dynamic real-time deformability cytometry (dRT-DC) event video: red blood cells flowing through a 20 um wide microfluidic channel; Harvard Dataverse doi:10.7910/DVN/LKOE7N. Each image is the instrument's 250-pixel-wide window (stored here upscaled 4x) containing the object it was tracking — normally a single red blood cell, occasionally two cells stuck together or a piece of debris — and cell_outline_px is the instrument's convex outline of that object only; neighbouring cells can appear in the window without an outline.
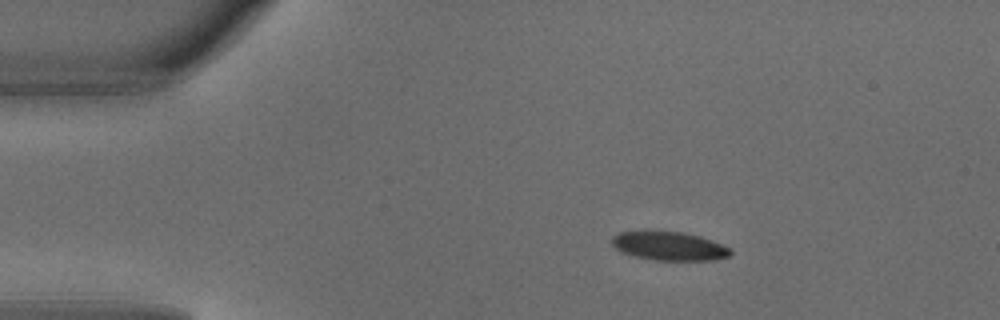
{"species": "common noctule bat (a hibernating species)", "species_latin": "Nyctalus noctula", "temperature_condition": "warm", "stored_images_in_passage": 4, "camera_frame_rate_fps": 3000, "um_per_image_px": 0.085, "animal": {"sex": "male", "body_mass_g": 18.8}, "frame": {"image": 1, "passage_image": 2, "time_ms": 0.333, "image_size_px": [1000, 320], "cell_outline_px": [[732, 252], [728, 256], [712, 260], [656, 260], [636, 256], [620, 252], [612, 244], [612, 236], [620, 232], [684, 232], [700, 236], [712, 240], [732, 248]], "centroid_in_image_um": [56.91, 20.92], "position_along_channel_um": 28.1, "area_um2": 19.59}}